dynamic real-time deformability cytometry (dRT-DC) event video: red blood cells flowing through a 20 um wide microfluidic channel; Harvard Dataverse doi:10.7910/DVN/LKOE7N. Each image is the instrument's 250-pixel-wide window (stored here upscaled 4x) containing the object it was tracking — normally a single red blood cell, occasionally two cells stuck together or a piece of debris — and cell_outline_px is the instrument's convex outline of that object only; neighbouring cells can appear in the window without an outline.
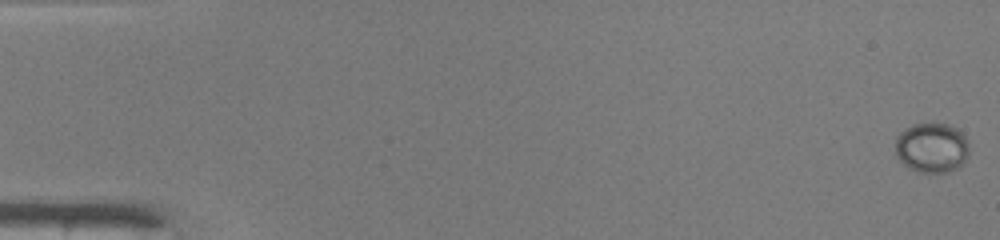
{"species": "common noctule bat (a hibernating species)", "species_latin": "Nyctalus noctula", "temperature_condition": "warm", "stored_images_in_passage": 49, "camera_frame_rate_fps": 3000, "um_per_image_px": 0.085, "animal": {"sex": "male", "body_mass_g": 19.0, "forearm_length_mm": 50.8}, "frame": {"image": 1, "passage_image": 1, "time_ms": 0.0, "image_size_px": [1000, 240], "cell_outline_px": [[968, 156], [956, 168], [948, 172], [920, 172], [908, 168], [896, 156], [896, 136], [904, 128], [912, 124], [948, 124], [956, 128], [964, 136], [968, 144]], "centroid_in_image_um": [79.17, 12.55], "position_along_channel_um": 5.8, "area_um2": 21.33}}
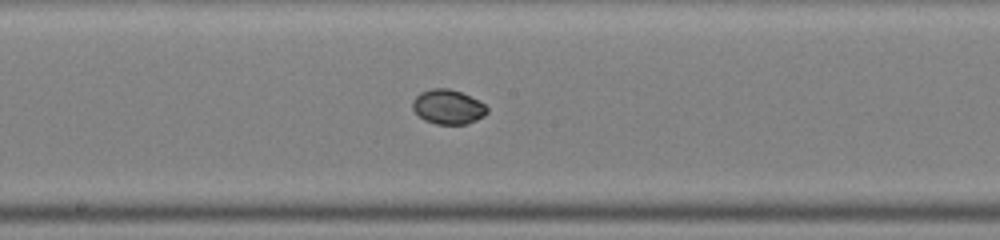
{"frame": {"image": 2, "passage_image": 27, "time_ms": 8.667, "image_size_px": [1000, 240], "cell_outline_px": [[488, 112], [484, 116], [468, 124], [436, 124], [424, 120], [412, 108], [412, 100], [420, 92], [432, 88], [448, 88], [460, 92], [484, 104], [488, 108]], "centroid_in_image_um": [38.06, 9.09], "position_along_channel_um": 210.1, "area_um2": 14.91}}
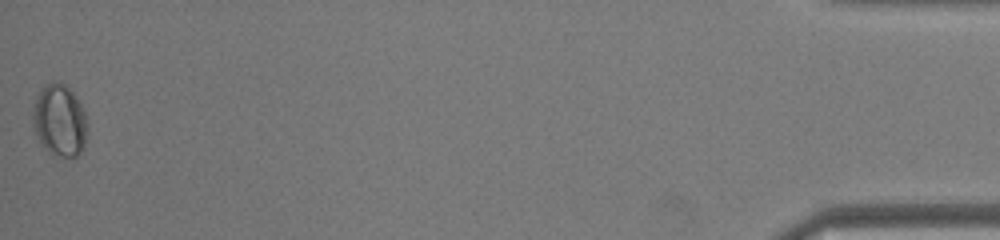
{"frame": {"image": 3, "passage_image": 49, "time_ms": 16.0, "image_size_px": [1000, 240], "cell_outline_px": [[88, 128], [84, 148], [76, 156], [52, 156], [48, 152], [40, 140], [32, 124], [32, 112], [36, 96], [40, 88], [52, 80], [56, 80], [64, 84], [76, 96], [84, 112]], "centroid_in_image_um": [5.06, 10.22], "position_along_channel_um": 430.1, "area_um2": 23.06}}